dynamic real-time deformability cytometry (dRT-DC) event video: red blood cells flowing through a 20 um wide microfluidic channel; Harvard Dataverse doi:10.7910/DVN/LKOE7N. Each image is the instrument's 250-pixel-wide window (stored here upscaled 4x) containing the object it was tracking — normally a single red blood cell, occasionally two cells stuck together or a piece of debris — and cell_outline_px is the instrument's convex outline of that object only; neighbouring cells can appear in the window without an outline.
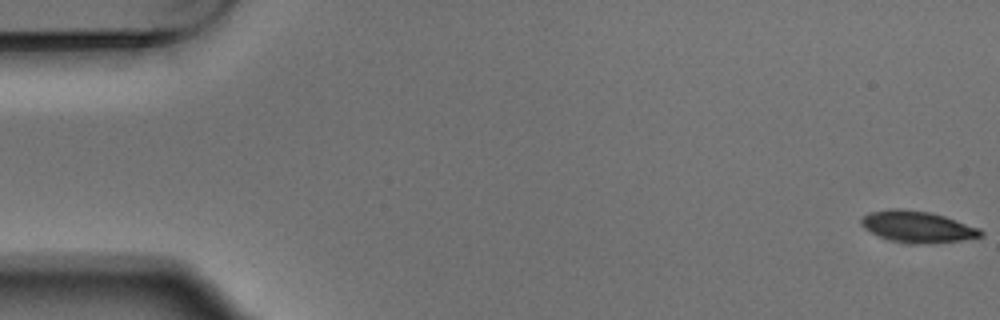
{"species": "Egyptian fruit bat (a non-hibernating species)", "species_latin": "Rousettus aegyptiacus", "temperature_condition": "warm", "stored_images_in_passage": 4, "camera_frame_rate_fps": 3000, "um_per_image_px": 0.085, "animal": {"sex": "male"}, "frame": {"image": 1, "passage_image": 1, "time_ms": 0.0, "image_size_px": [1000, 320], "cell_outline_px": [[984, 236], [960, 240], [928, 244], [908, 244], [892, 240], [880, 236], [864, 228], [860, 224], [860, 220], [868, 212], [888, 208], [904, 208], [932, 212], [980, 228], [984, 232]], "centroid_in_image_um": [77.98, 19.26], "position_along_channel_um": 7.0, "area_um2": 22.14}}
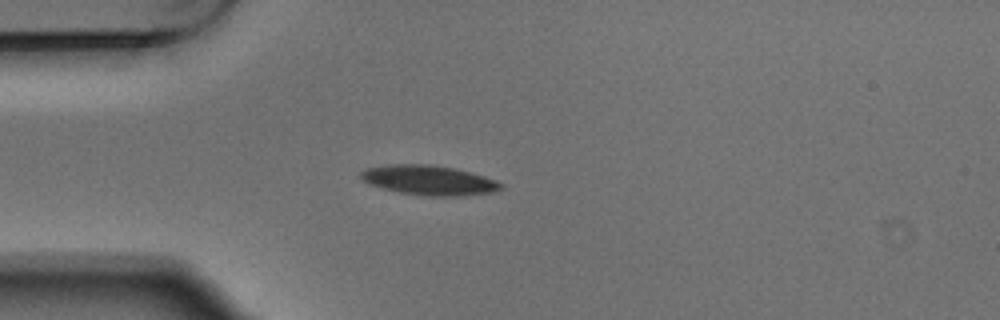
{"frame": {"image": 2, "passage_image": 4, "time_ms": 1.0, "image_size_px": [1000, 320], "cell_outline_px": [[504, 188], [492, 192], [464, 196], [428, 196], [400, 192], [368, 184], [360, 176], [360, 172], [364, 168], [388, 164], [428, 164], [456, 168], [484, 176], [496, 180], [504, 184]], "centroid_in_image_um": [36.48, 15.31], "position_along_channel_um": 48.5, "area_um2": 24.39}}